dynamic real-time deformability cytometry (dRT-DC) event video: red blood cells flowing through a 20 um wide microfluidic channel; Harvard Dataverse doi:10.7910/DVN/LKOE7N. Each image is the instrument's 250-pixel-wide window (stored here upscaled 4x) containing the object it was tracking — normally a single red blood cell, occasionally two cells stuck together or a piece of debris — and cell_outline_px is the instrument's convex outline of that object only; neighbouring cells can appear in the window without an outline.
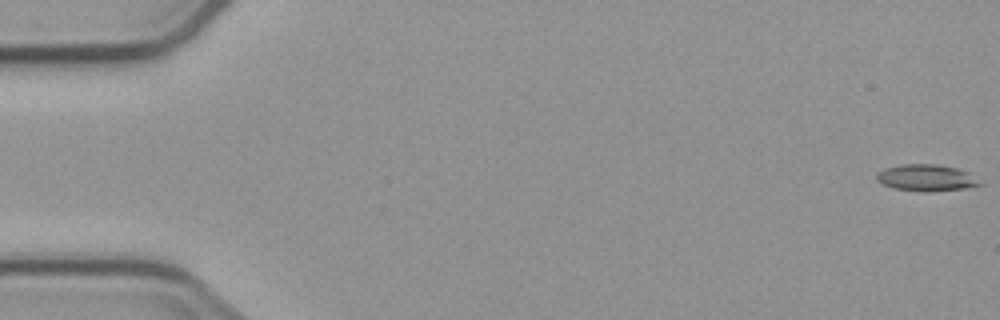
{"species": "common noctule bat (a hibernating species)", "species_latin": "Nyctalus noctula", "temperature_condition": "cold", "stored_images_in_passage": 6, "camera_frame_rate_fps": 3000, "um_per_image_px": 0.085, "animal": {"sex": "male", "body_mass_g": 23.1, "forearm_length_mm": 52.7}, "frame": {"image": 1, "passage_image": 1, "time_ms": 0.0, "image_size_px": [1000, 320], "cell_outline_px": [[984, 184], [968, 188], [928, 192], [924, 192], [892, 188], [876, 180], [876, 172], [884, 168], [900, 164], [936, 164], [956, 168], [968, 172]], "centroid_in_image_um": [78.72, 15.11], "position_along_channel_um": 6.3, "area_um2": 16.18}}
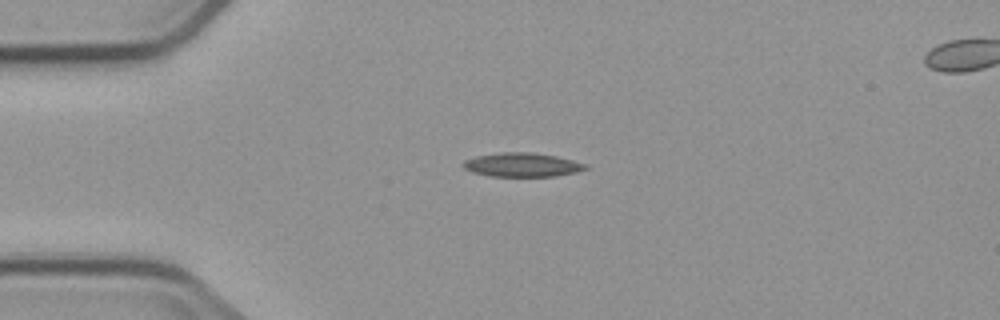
{"frame": {"image": 2, "passage_image": 5, "time_ms": 4.333, "image_size_px": [1000, 320], "cell_outline_px": [[588, 168], [576, 172], [556, 176], [488, 176], [472, 172], [464, 168], [460, 164], [464, 160], [476, 156], [500, 152], [532, 152], [556, 156], [588, 164]], "centroid_in_image_um": [44.36, 14.0], "position_along_channel_um": 40.6, "area_um2": 17.17}}